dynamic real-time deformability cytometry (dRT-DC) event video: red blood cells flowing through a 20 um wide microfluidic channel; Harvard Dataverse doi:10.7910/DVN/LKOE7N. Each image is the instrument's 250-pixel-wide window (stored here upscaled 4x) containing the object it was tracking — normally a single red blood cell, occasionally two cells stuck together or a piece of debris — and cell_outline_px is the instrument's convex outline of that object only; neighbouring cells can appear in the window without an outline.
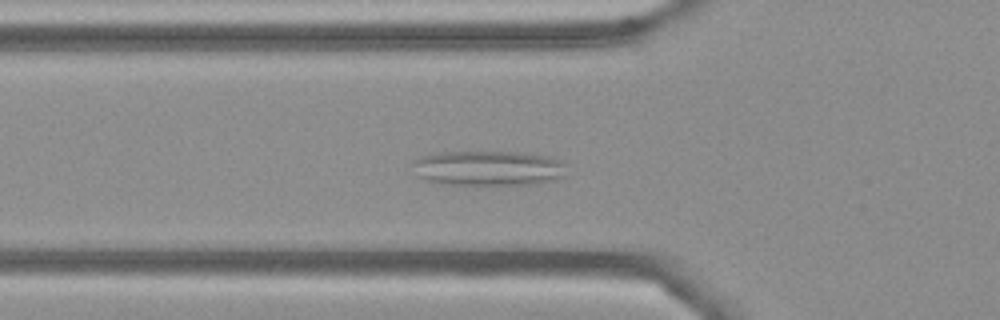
{"species": "Egyptian fruit bat (a non-hibernating species)", "species_latin": "Rousettus aegyptiacus", "temperature_condition": "cold", "stored_images_in_passage": 48, "camera_frame_rate_fps": 3000, "um_per_image_px": 0.085, "frame": {"image": 1, "passage_image": 12, "time_ms": 3.667, "image_size_px": [1000, 320], "cell_outline_px": [[568, 176], [540, 184], [440, 184], [424, 180], [416, 176], [412, 164], [412, 160], [424, 156], [440, 152], [532, 152], [564, 160]], "centroid_in_image_um": [41.58, 14.29], "position_along_channel_um": 84.2, "area_um2": 32.14}}
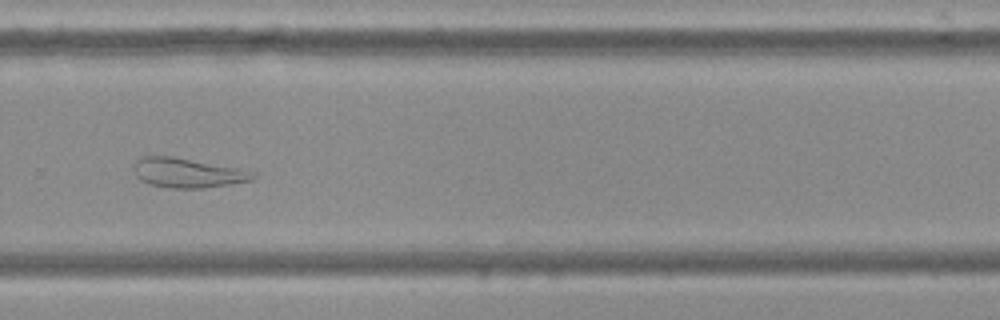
{"frame": {"image": 2, "passage_image": 31, "time_ms": 10.0, "image_size_px": [1000, 320], "cell_outline_px": [[256, 176], [252, 180], [204, 188], [168, 188], [152, 184], [140, 180], [136, 176], [132, 168], [136, 160], [144, 156], [172, 156], [236, 168], [256, 172]], "centroid_in_image_um": [15.9, 14.69], "position_along_channel_um": 313.9, "area_um2": 20.35}}
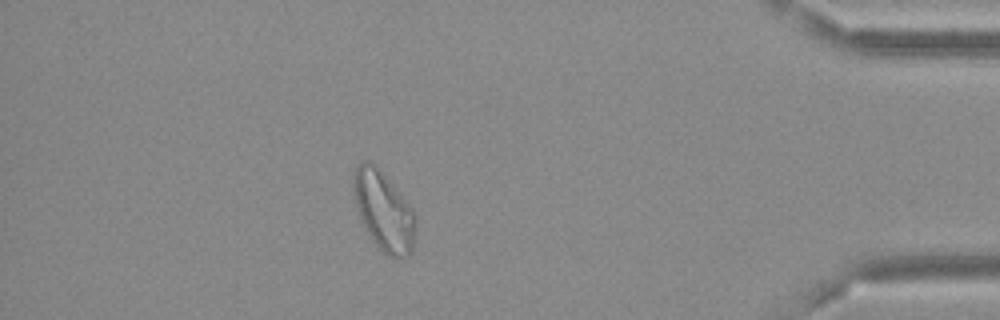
{"frame": {"image": 3, "passage_image": 42, "time_ms": 13.667, "image_size_px": [1000, 320], "cell_outline_px": [[416, 224], [412, 252], [404, 260], [396, 260], [388, 256], [376, 244], [364, 228], [356, 204], [352, 184], [352, 176], [356, 164], [364, 160], [372, 160], [400, 192], [412, 208]], "centroid_in_image_um": [32.61, 17.92], "position_along_channel_um": 402.6, "area_um2": 29.13}, "authors_computed_cell_mechanics": {"area_um2": 26.7903, "velocity_mm_per_s": 3.6209, "shape_relaxation_time_tau1_ms": null, "shape_relaxation_time_tau2_ms": 2.6949, "deformation_change_tau1": null, "deformation_change_tau2": 0.122}}